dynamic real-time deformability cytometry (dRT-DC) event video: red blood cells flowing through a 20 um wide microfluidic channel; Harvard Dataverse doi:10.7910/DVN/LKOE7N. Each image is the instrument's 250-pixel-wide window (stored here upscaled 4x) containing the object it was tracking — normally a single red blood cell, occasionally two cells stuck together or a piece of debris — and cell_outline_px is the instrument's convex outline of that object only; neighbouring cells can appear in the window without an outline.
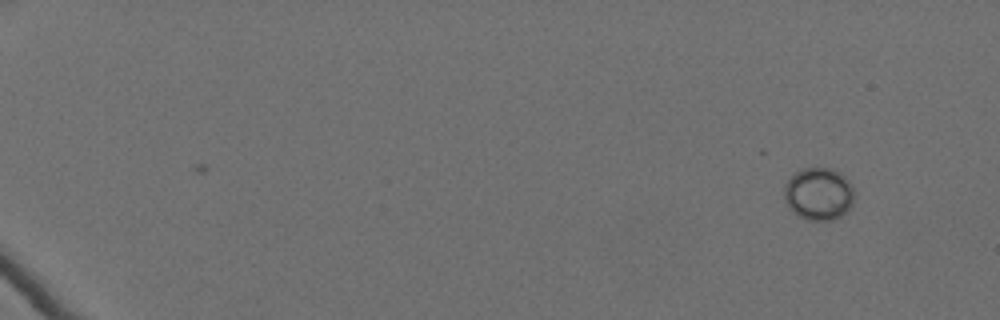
{"species": "Egyptian fruit bat (a non-hibernating species)", "species_latin": "Rousettus aegyptiacus", "temperature_condition": "cold", "stored_images_in_passage": 26, "camera_frame_rate_fps": 3000, "um_per_image_px": 0.085, "animal": {"sex": "female"}, "frame": {"image": 1, "passage_image": 1, "time_ms": 0.0, "image_size_px": [1000, 320], "cell_outline_px": [[852, 204], [840, 216], [832, 220], [808, 220], [792, 212], [784, 200], [784, 184], [800, 168], [832, 168], [840, 172], [848, 180], [852, 188]], "centroid_in_image_um": [69.55, 16.47], "position_along_channel_um": 15.5, "area_um2": 21.33}}
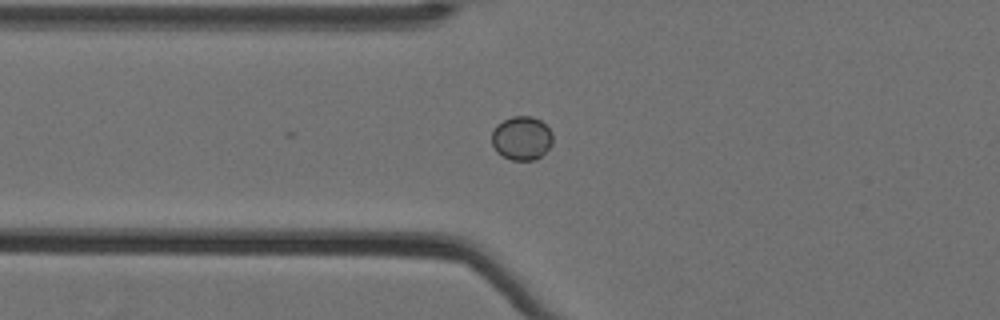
{"frame": {"image": 2, "passage_image": 22, "time_ms": 7.0, "image_size_px": [1000, 320], "cell_outline_px": [[552, 144], [536, 160], [512, 160], [496, 152], [492, 144], [492, 132], [496, 124], [512, 116], [532, 116], [540, 120], [552, 132]], "centroid_in_image_um": [44.33, 11.74], "position_along_channel_um": 81.5, "area_um2": 15.55}}
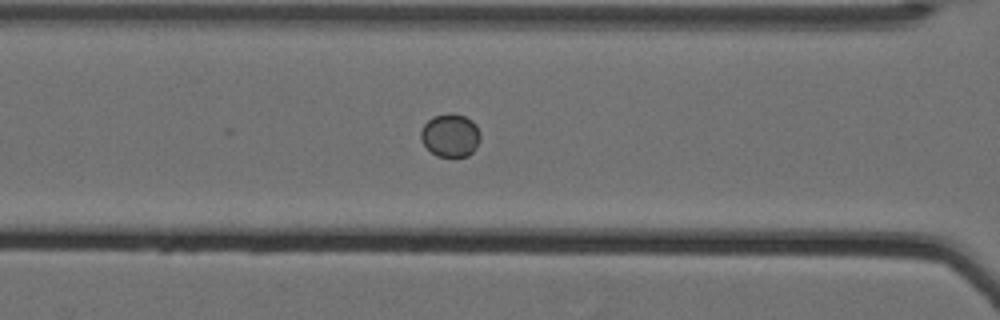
{"frame": {"image": 3, "passage_image": 26, "time_ms": 8.333, "image_size_px": [1000, 320], "cell_outline_px": [[480, 140], [476, 148], [468, 156], [436, 156], [420, 140], [420, 132], [424, 124], [432, 116], [448, 112], [452, 112], [464, 116], [472, 120], [476, 124], [480, 132]], "centroid_in_image_um": [38.28, 11.48], "position_along_channel_um": 128.3, "area_um2": 15.14}}